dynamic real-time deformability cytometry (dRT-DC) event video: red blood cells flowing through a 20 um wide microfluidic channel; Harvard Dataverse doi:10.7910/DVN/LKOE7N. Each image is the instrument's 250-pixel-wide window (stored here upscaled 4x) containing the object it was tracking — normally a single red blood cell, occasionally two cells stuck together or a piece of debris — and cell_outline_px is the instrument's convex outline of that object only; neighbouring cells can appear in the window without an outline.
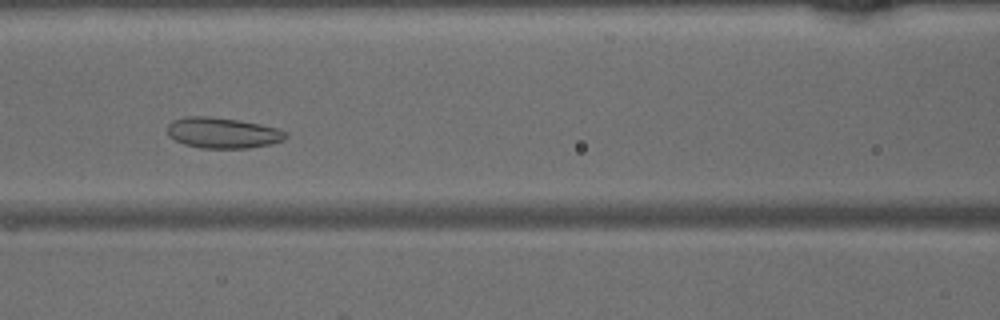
{"species": "common noctule bat (a hibernating species)", "species_latin": "Nyctalus noctula", "temperature_condition": "warm", "stored_images_in_passage": 49, "camera_frame_rate_fps": 3000, "um_per_image_px": 0.085, "animal": {"sex": "male", "body_mass_g": 15.6}, "frame": {"image": 1, "passage_image": 22, "time_ms": 7.0, "image_size_px": [1000, 320], "cell_outline_px": [[288, 136], [284, 140], [272, 144], [248, 148], [200, 148], [184, 144], [168, 136], [168, 124], [172, 120], [184, 116], [208, 116], [240, 120], [280, 128], [288, 132]], "centroid_in_image_um": [18.96, 11.29], "position_along_channel_um": 147.6, "area_um2": 21.5}}
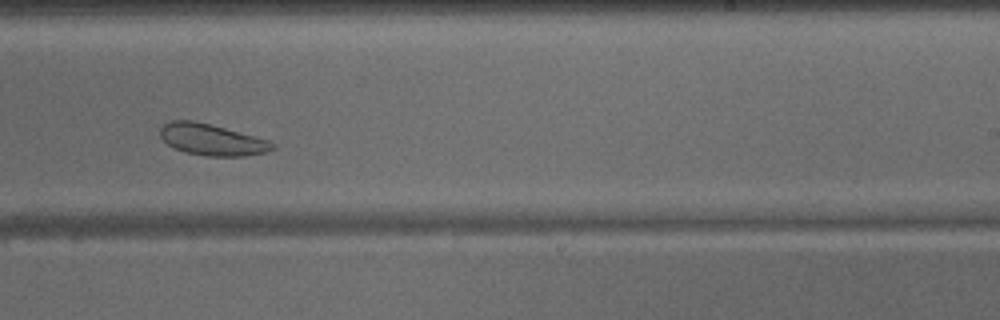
{"frame": {"image": 2, "passage_image": 31, "time_ms": 10.0, "image_size_px": [1000, 320], "cell_outline_px": [[276, 148], [268, 152], [244, 156], [208, 156], [184, 152], [168, 144], [160, 136], [160, 128], [164, 124], [172, 120], [192, 120], [224, 128], [268, 140], [276, 144]], "centroid_in_image_um": [18.02, 11.88], "position_along_channel_um": 271.0, "area_um2": 20.35}}
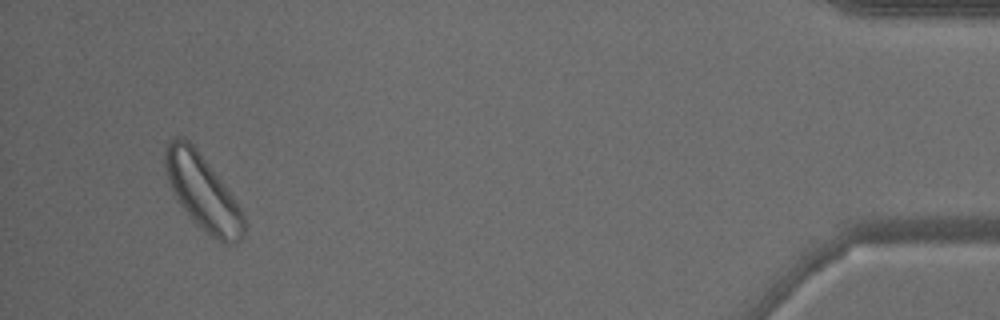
{"frame": {"image": 3, "passage_image": 47, "time_ms": 15.333, "image_size_px": [1000, 320], "cell_outline_px": [[244, 236], [236, 244], [224, 244], [216, 240], [204, 232], [196, 224], [176, 200], [164, 172], [164, 148], [168, 140], [172, 136], [184, 136], [196, 148], [224, 184], [240, 208], [244, 216]], "centroid_in_image_um": [17.18, 16.33], "position_along_channel_um": 418.0, "area_um2": 34.8}}